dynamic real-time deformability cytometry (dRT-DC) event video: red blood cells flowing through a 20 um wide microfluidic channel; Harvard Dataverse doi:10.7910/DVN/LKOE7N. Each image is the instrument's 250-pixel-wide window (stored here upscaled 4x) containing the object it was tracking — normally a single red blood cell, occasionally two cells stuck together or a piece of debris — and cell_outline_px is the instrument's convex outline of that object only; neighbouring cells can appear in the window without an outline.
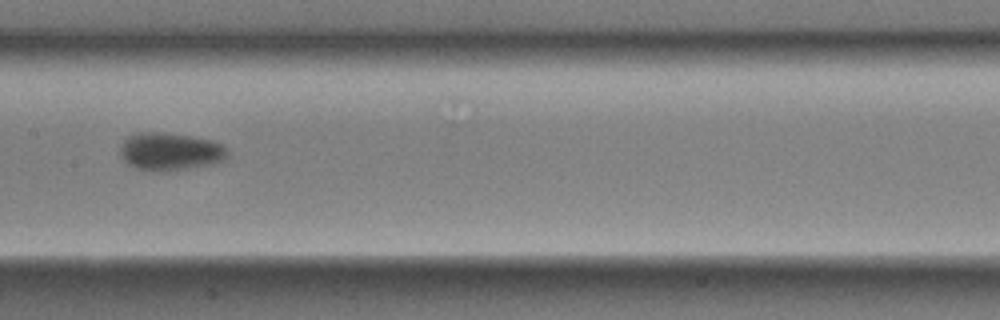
{"species": "Egyptian fruit bat (a non-hibernating species)", "species_latin": "Rousettus aegyptiacus", "temperature_condition": "room temperature", "stored_images_in_passage": 8, "segment_of_instrument_passage": [1, 2], "camera_frame_rate_fps": 3000, "um_per_image_px": 0.085, "animal": {"sex": "male"}, "frame": {"image": 1, "passage_image": 6, "time_ms": 1.667, "image_size_px": [1000, 320], "cell_outline_px": [[228, 152], [224, 160], [208, 164], [184, 168], [136, 168], [128, 164], [120, 156], [120, 148], [124, 140], [128, 136], [136, 132], [160, 132], [188, 136], [212, 140], [220, 144]], "centroid_in_image_um": [14.42, 12.82], "position_along_channel_um": 193.0, "area_um2": 22.54}}